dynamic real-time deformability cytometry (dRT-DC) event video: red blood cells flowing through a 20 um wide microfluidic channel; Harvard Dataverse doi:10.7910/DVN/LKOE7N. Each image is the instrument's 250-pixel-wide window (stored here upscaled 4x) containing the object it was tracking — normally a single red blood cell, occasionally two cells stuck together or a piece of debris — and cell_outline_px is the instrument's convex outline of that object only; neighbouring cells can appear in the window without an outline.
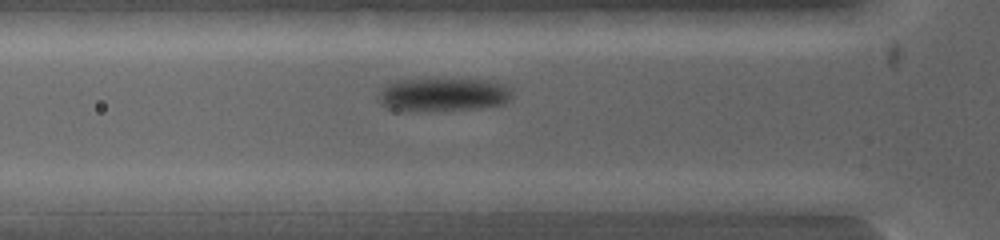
{"species": "common noctule bat (a hibernating species)", "species_latin": "Nyctalus noctula", "temperature_condition": "warm", "stored_images_in_passage": 9, "segment_of_instrument_passage": [1, 2], "camera_frame_rate_fps": 5000, "um_per_image_px": 0.085, "animal": {"sex": "female", "body_mass_g": 19.0, "forearm_length_mm": 53.3}, "frame": {"image": 1, "passage_image": 6, "time_ms": 0.8, "image_size_px": [1000, 240], "cell_outline_px": [[508, 96], [500, 104], [472, 108], [388, 108], [384, 104], [384, 88], [388, 84], [404, 80], [484, 80], [500, 84], [508, 92]], "centroid_in_image_um": [37.7, 8.0], "position_along_channel_um": 88.1, "area_um2": 23.06}}